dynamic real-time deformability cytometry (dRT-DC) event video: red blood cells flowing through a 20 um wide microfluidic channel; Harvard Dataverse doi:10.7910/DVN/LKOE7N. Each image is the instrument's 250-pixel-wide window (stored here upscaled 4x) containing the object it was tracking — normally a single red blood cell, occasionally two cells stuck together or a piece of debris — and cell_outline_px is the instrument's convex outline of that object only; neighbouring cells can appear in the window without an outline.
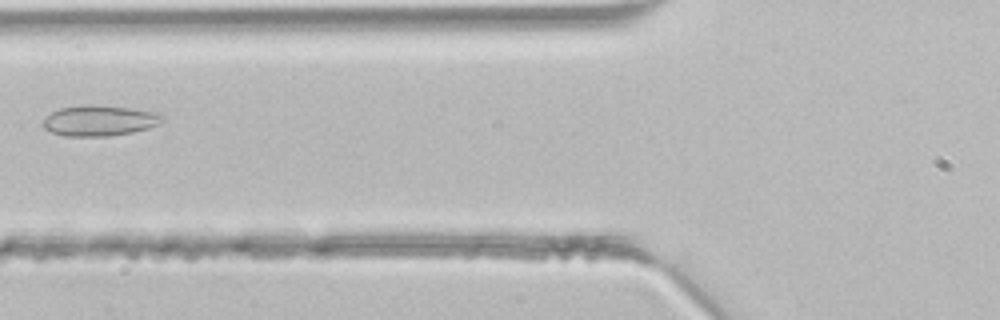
{"species": "common noctule bat (a hibernating species)", "species_latin": "Nyctalus noctula", "temperature_condition": "room temperature", "stored_images_in_passage": 5, "camera_frame_rate_fps": 3000, "um_per_image_px": 0.085, "animal": {"sex": "male", "body_mass_g": 21.5, "forearm_length_mm": 52.0}, "frame": {"image": 1, "passage_image": 4, "time_ms": 1.0, "image_size_px": [1000, 320], "cell_outline_px": [[164, 120], [160, 124], [148, 128], [132, 132], [108, 136], [64, 136], [52, 132], [44, 128], [44, 120], [52, 112], [60, 108], [84, 104], [92, 104], [128, 108], [156, 112], [164, 116]], "centroid_in_image_um": [8.48, 10.25], "position_along_channel_um": 117.3, "area_um2": 21.21}}